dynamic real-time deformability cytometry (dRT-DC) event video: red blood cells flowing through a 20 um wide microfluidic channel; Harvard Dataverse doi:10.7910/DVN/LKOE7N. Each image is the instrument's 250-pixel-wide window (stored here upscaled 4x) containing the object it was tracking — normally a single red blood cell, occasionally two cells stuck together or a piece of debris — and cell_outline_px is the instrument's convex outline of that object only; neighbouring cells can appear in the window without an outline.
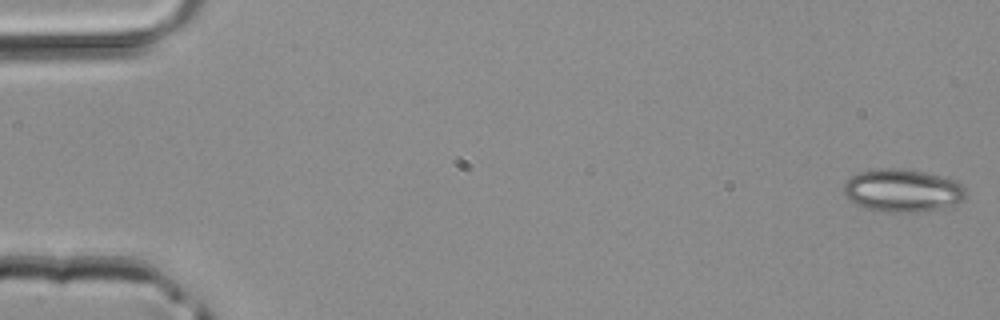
{"species": "common noctule bat (a hibernating species)", "species_latin": "Nyctalus noctula", "temperature_condition": "room temperature", "stored_images_in_passage": 45, "camera_frame_rate_fps": 3000, "um_per_image_px": 0.085, "animal": {"sex": "male", "body_mass_g": 20.4}, "frame": {"image": 1, "passage_image": 1, "time_ms": 0.0, "image_size_px": [1000, 320], "cell_outline_px": [[964, 196], [956, 204], [944, 208], [916, 212], [884, 212], [864, 208], [848, 200], [844, 196], [844, 184], [852, 176], [860, 172], [880, 168], [900, 168], [924, 172], [956, 180], [964, 188]], "centroid_in_image_um": [76.68, 16.2], "position_along_channel_um": 8.3, "area_um2": 30.46}}
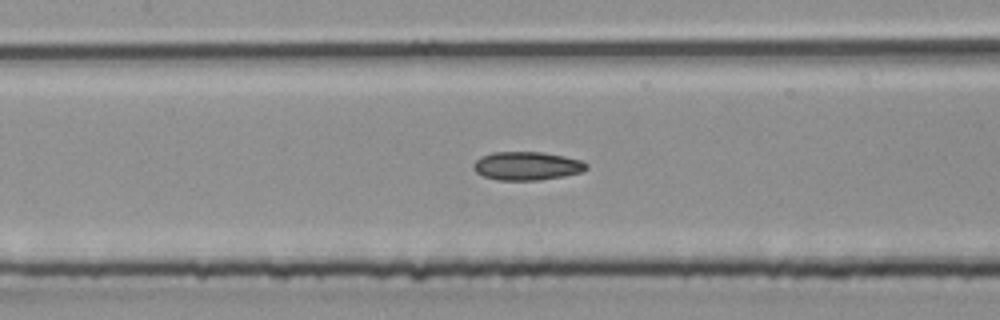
{"frame": {"image": 2, "passage_image": 21, "time_ms": 6.667, "image_size_px": [1000, 320], "cell_outline_px": [[588, 168], [580, 172], [564, 176], [540, 180], [500, 180], [484, 176], [476, 172], [472, 168], [476, 160], [480, 156], [492, 152], [544, 152], [564, 156], [580, 160], [588, 164]], "centroid_in_image_um": [44.78, 14.1], "position_along_channel_um": 162.6, "area_um2": 18.73}}
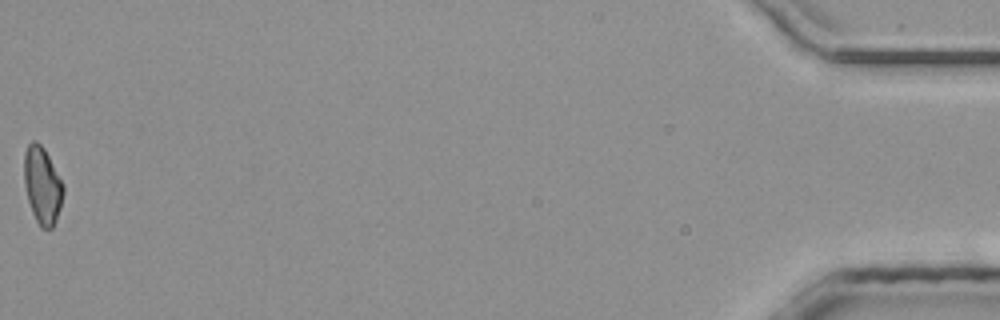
{"frame": {"image": 3, "passage_image": 45, "time_ms": 14.667, "image_size_px": [1000, 320], "cell_outline_px": [[64, 192], [60, 208], [56, 220], [52, 228], [40, 228], [32, 212], [28, 200], [24, 184], [24, 152], [28, 144], [32, 140], [36, 140], [44, 148], [64, 184]], "centroid_in_image_um": [3.6, 15.74], "position_along_channel_um": 431.6, "area_um2": 17.69}}